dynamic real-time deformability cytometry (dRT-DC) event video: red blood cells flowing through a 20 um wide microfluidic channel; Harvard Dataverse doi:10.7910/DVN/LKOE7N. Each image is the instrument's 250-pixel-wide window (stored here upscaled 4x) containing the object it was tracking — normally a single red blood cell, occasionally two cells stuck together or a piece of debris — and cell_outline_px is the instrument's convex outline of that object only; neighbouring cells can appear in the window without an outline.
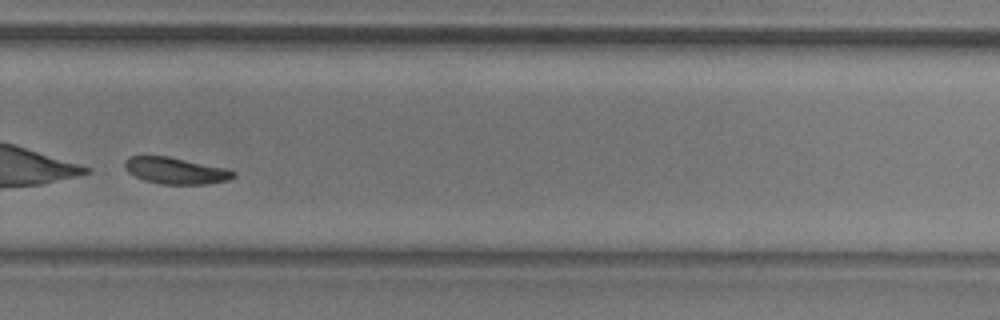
{"species": "common noctule bat (a hibernating species)", "species_latin": "Nyctalus noctula", "temperature_condition": "room temperature", "stored_images_in_passage": 47, "camera_frame_rate_fps": 3000, "um_per_image_px": 0.085, "animal": {"sex": "male", "body_mass_g": 20.5, "forearm_length_mm": 52.5}, "frame": {"image": 1, "passage_image": 31, "time_ms": 10.0, "image_size_px": [1000, 320], "cell_outline_px": [[236, 176], [228, 180], [204, 184], [160, 184], [144, 180], [128, 172], [124, 164], [124, 160], [128, 156], [168, 156], [224, 168], [236, 172]], "centroid_in_image_um": [14.9, 14.5], "position_along_channel_um": 314.9, "area_um2": 16.65}}
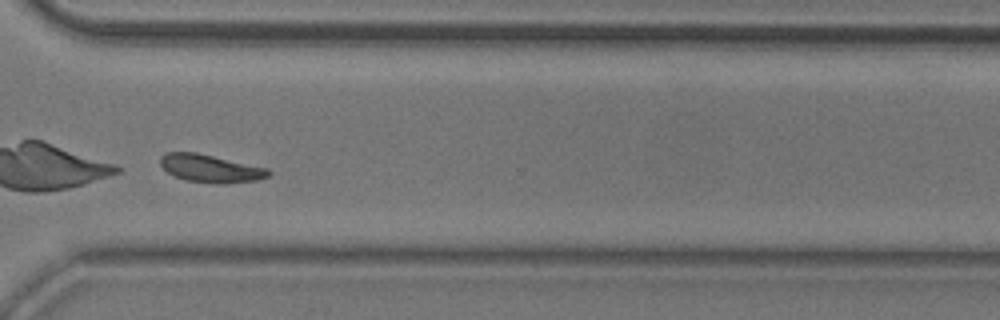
{"frame": {"image": 2, "passage_image": 34, "time_ms": 11.0, "image_size_px": [1000, 320], "cell_outline_px": [[272, 172], [268, 176], [256, 180], [228, 184], [216, 184], [184, 180], [168, 172], [160, 164], [160, 156], [164, 152], [196, 152], [268, 168]], "centroid_in_image_um": [17.89, 14.32], "position_along_channel_um": 352.7, "area_um2": 17.63}}